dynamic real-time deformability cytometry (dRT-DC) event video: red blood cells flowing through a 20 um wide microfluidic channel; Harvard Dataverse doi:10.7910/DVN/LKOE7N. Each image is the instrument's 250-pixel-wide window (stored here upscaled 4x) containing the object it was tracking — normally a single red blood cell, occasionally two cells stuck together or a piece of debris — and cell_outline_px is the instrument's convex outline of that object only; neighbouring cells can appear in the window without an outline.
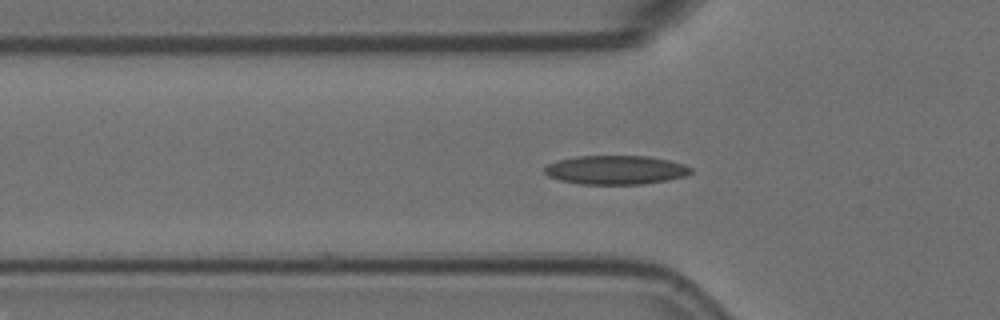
{"species": "Egyptian fruit bat (a non-hibernating species)", "species_latin": "Rousettus aegyptiacus", "temperature_condition": "room temperature", "stored_images_in_passage": 48, "camera_frame_rate_fps": 3000, "um_per_image_px": 0.085, "animal": {"sex": "female"}, "frame": {"image": 1, "passage_image": 8, "time_ms": 2.333, "image_size_px": [1000, 320], "cell_outline_px": [[692, 172], [684, 176], [668, 180], [644, 184], [580, 184], [560, 180], [548, 176], [544, 172], [544, 168], [548, 164], [556, 160], [576, 156], [648, 156], [668, 160], [684, 164], [692, 168]], "centroid_in_image_um": [52.32, 14.44], "position_along_channel_um": 73.5, "area_um2": 24.74}}
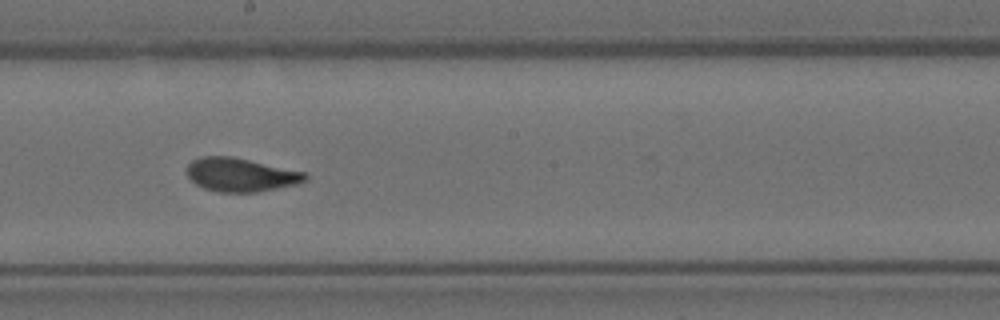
{"frame": {"image": 2, "passage_image": 21, "time_ms": 6.667, "image_size_px": [1000, 320], "cell_outline_px": [[308, 180], [296, 184], [256, 192], [216, 192], [204, 188], [196, 184], [188, 176], [188, 164], [192, 160], [204, 156], [232, 156], [304, 172], [308, 176]], "centroid_in_image_um": [20.46, 14.86], "position_along_channel_um": 227.7, "area_um2": 22.95}}
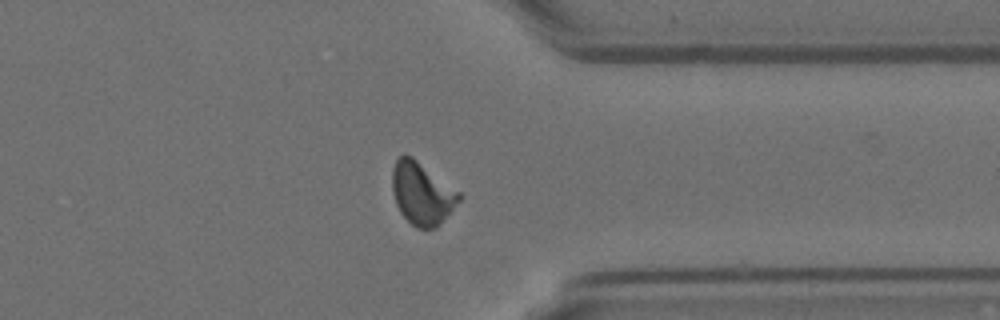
{"frame": {"image": 3, "passage_image": 34, "time_ms": 11.0, "image_size_px": [1000, 320], "cell_outline_px": [[464, 196], [440, 224], [436, 228], [416, 228], [400, 212], [396, 204], [392, 188], [392, 168], [396, 160], [400, 156], [412, 156], [460, 192]], "centroid_in_image_um": [35.88, 16.45], "position_along_channel_um": 375.5, "area_um2": 24.22}, "authors_computed_cell_mechanics": {"area_um2": 23.0622, "velocity_mm_per_s": 3.5384, "shape_relaxation_time_tau1_ms": 5.3983, "shape_relaxation_time_tau2_ms": 1.2092, "deformation_change_tau1": 0.1735, "deformation_change_tau2": 0.0815}}